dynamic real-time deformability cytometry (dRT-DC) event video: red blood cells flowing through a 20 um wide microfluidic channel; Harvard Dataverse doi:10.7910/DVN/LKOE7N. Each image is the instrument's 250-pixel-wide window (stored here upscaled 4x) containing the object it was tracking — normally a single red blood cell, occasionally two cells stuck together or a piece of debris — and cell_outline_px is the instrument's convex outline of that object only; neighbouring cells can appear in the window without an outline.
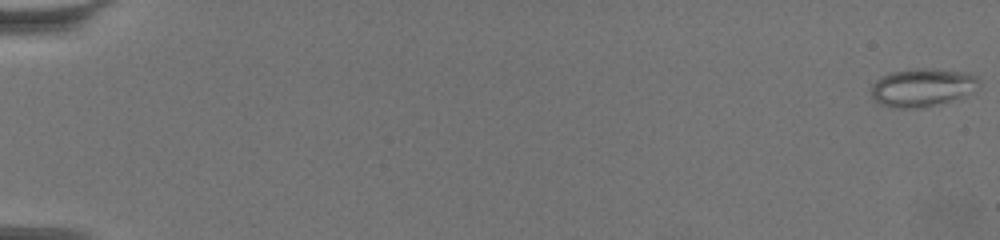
{"species": "common noctule bat (a hibernating species)", "species_latin": "Nyctalus noctula", "temperature_condition": "warm", "stored_images_in_passage": 12, "camera_frame_rate_fps": 3000, "um_per_image_px": 0.085, "animal": {"sex": "female", "body_mass_g": 19.5, "forearm_length_mm": 54.1}, "frame": {"image": 1, "passage_image": 1, "time_ms": 0.0, "image_size_px": [1000, 240], "cell_outline_px": [[980, 84], [964, 96], [936, 104], [920, 108], [892, 108], [880, 104], [872, 96], [872, 84], [876, 80], [892, 72], [916, 68], [932, 68], [968, 72], [976, 76], [980, 80]], "centroid_in_image_um": [78.4, 7.42], "position_along_channel_um": 6.6, "area_um2": 23.81}}